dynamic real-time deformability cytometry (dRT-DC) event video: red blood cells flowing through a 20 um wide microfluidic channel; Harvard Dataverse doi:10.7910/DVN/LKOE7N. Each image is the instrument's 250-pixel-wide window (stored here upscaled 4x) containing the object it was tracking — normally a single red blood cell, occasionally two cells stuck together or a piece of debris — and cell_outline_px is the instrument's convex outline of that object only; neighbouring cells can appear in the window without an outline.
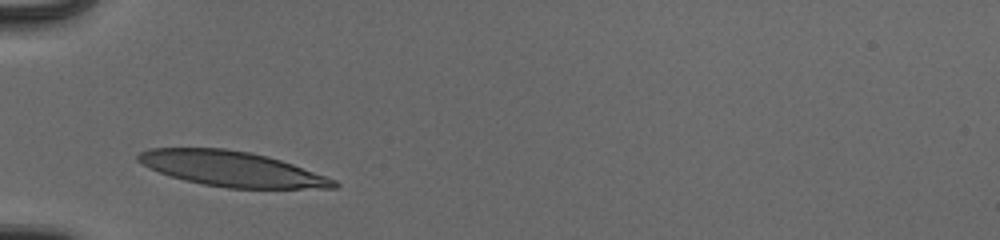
{"species": "human", "species_latin": "Homo sapiens", "temperature_condition": "cold", "stored_images_in_passage": 28, "camera_frame_rate_fps": 3000, "um_per_image_px": 0.085, "donor": {"sex": "male"}, "frame": {"image": 1, "passage_image": 1, "time_ms": 0.0, "image_size_px": [1000, 240], "cell_outline_px": [[340, 184], [336, 188], [228, 188], [204, 184], [184, 180], [148, 168], [136, 160], [136, 156], [140, 152], [148, 148], [224, 148], [248, 152], [268, 156], [292, 164], [336, 180]], "centroid_in_image_um": [19.67, 14.35], "position_along_channel_um": 65.3, "area_um2": 39.77}}
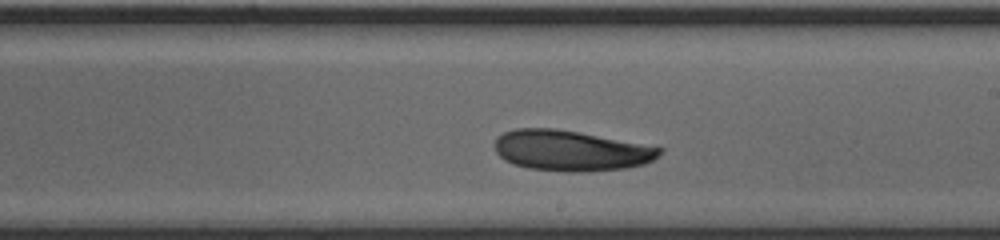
{"frame": {"image": 2, "passage_image": 15, "time_ms": 4.667, "image_size_px": [1000, 240], "cell_outline_px": [[664, 148], [652, 160], [644, 164], [624, 168], [588, 172], [564, 172], [528, 168], [504, 160], [496, 152], [496, 136], [504, 132], [516, 128], [556, 128], [580, 132]], "centroid_in_image_um": [48.49, 12.8], "position_along_channel_um": 240.5, "area_um2": 38.9}}
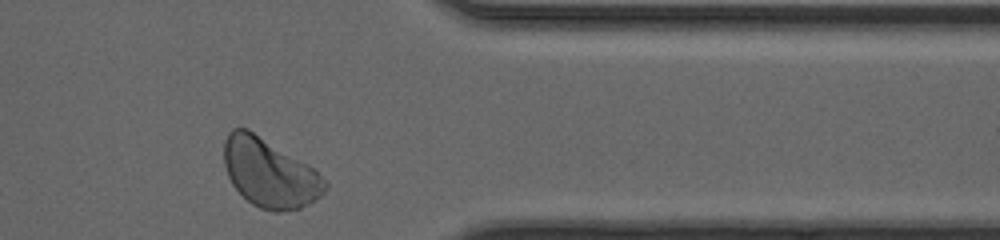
{"frame": {"image": 3, "passage_image": 27, "time_ms": 8.667, "image_size_px": [1000, 240], "cell_outline_px": [[328, 184], [324, 192], [316, 200], [300, 208], [280, 212], [276, 212], [260, 208], [252, 204], [232, 184], [228, 176], [224, 164], [224, 140], [228, 132], [232, 128], [248, 128], [308, 164]], "centroid_in_image_um": [22.89, 14.69], "position_along_channel_um": 388.5, "area_um2": 40.23}, "authors_computed_cell_mechanics": {"area_um2": 39.1017, "velocity_mm_per_s": 3.9029, "shape_relaxation_time_tau1_ms": 3.9808, "shape_relaxation_time_tau2_ms": null, "deformation_change_tau1": 0.1096, "deformation_change_tau2": null}}